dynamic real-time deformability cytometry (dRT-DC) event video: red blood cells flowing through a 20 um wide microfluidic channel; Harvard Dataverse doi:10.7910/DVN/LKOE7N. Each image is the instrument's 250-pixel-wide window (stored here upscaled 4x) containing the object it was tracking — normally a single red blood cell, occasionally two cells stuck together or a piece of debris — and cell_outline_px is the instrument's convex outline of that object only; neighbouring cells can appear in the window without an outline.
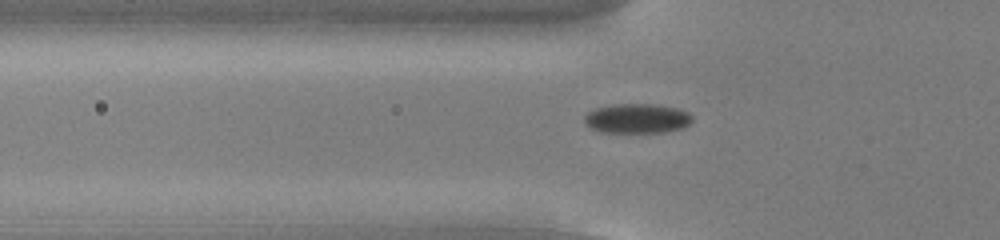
{"species": "common noctule bat (a hibernating species)", "species_latin": "Nyctalus noctula", "temperature_condition": "cold", "stored_images_in_passage": 55, "camera_frame_rate_fps": 3000, "um_per_image_px": 0.085, "animal": {"sex": "male", "body_mass_g": 13.0, "forearm_length_mm": 53.1}, "frame": {"image": 1, "passage_image": 19, "time_ms": 6.0, "image_size_px": [1000, 240], "cell_outline_px": [[692, 120], [684, 128], [664, 132], [600, 132], [584, 124], [584, 116], [588, 112], [596, 108], [620, 104], [652, 104], [676, 108], [688, 112], [692, 116]], "centroid_in_image_um": [54.15, 10.08], "position_along_channel_um": 71.7, "area_um2": 18.5}}
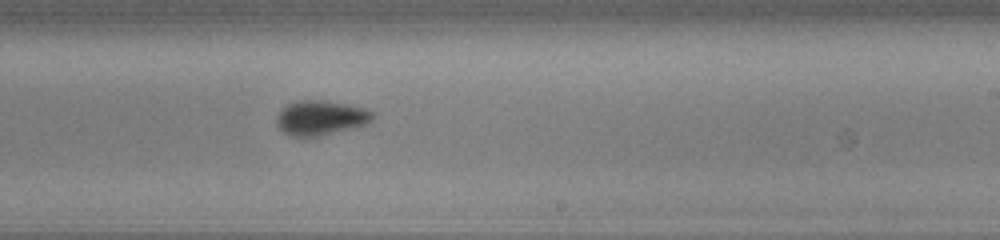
{"frame": {"image": 2, "passage_image": 34, "time_ms": 11.0, "image_size_px": [1000, 240], "cell_outline_px": [[376, 112], [372, 120], [368, 124], [320, 136], [288, 136], [276, 124], [276, 116], [280, 108], [296, 100], [324, 100], [364, 108]], "centroid_in_image_um": [27.24, 10.01], "position_along_channel_um": 261.8, "area_um2": 19.59}}
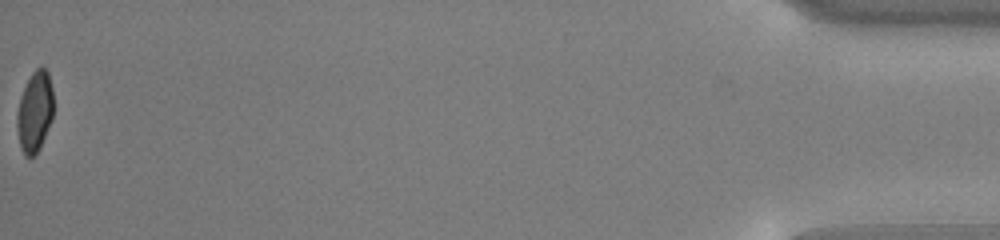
{"frame": {"image": 3, "passage_image": 55, "time_ms": 18.0, "image_size_px": [1000, 240], "cell_outline_px": [[52, 116], [40, 148], [32, 156], [24, 156], [20, 148], [16, 124], [16, 116], [20, 96], [32, 72], [36, 68], [44, 68], [48, 72], [52, 88]], "centroid_in_image_um": [2.93, 9.5], "position_along_channel_um": 432.3, "area_um2": 16.94}, "authors_computed_cell_mechanics": {"area_um2": 18.4382, "velocity_mm_per_s": 3.8089, "shape_relaxation_time_tau1_ms": 1.9656, "shape_relaxation_time_tau2_ms": null, "deformation_change_tau1": 0.0851, "deformation_change_tau2": null}}